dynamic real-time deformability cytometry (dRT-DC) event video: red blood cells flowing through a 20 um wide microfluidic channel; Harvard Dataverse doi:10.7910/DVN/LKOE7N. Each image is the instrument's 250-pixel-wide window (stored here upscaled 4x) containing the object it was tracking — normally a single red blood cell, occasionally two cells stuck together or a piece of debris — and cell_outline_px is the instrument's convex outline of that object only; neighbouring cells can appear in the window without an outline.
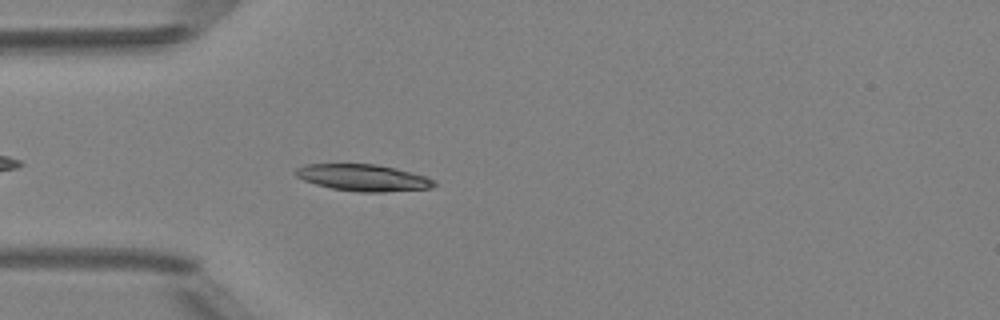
{"species": "Egyptian fruit bat (a non-hibernating species)", "species_latin": "Rousettus aegyptiacus", "temperature_condition": "room temperature", "stored_images_in_passage": 1, "camera_frame_rate_fps": 3000, "um_per_image_px": 0.085, "animal": {"sex": "female"}, "frame": {"image": 1, "passage_image": 1, "time_ms": 0.0, "image_size_px": [1000, 320], "cell_outline_px": [[436, 184], [432, 188], [384, 192], [360, 192], [332, 188], [316, 184], [304, 180], [296, 176], [292, 172], [296, 168], [304, 164], [376, 164], [396, 168], [424, 176], [432, 180]], "centroid_in_image_um": [30.82, 15.1], "position_along_channel_um": 54.2, "area_um2": 21.44}}